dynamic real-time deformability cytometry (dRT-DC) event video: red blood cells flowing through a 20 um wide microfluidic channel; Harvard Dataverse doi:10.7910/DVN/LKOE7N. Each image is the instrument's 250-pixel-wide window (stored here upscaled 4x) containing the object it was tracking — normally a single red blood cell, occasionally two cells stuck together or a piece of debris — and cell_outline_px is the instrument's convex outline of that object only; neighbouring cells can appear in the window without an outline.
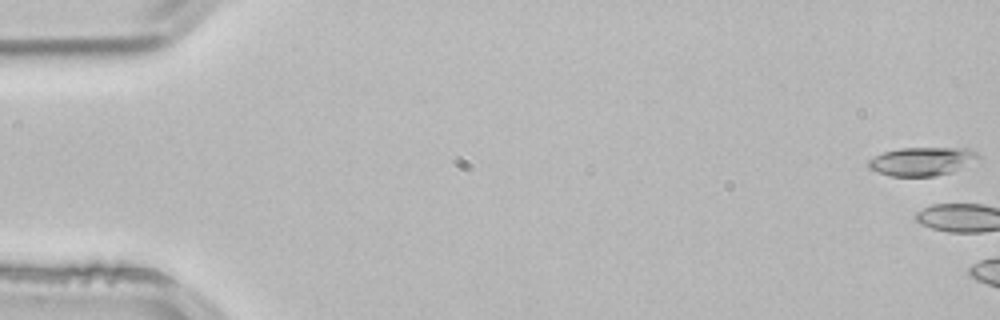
{"species": "common noctule bat (a hibernating species)", "species_latin": "Nyctalus noctula", "temperature_condition": "room temperature", "stored_images_in_passage": 5, "camera_frame_rate_fps": 3000, "um_per_image_px": 0.085, "animal": {"sex": "male", "body_mass_g": 21.5, "forearm_length_mm": 52.0}, "frame": {"image": 1, "passage_image": 1, "time_ms": 0.0, "image_size_px": [1000, 320], "cell_outline_px": [[980, 160], [952, 172], [936, 176], [888, 176], [876, 172], [868, 168], [868, 160], [884, 152], [900, 148], [968, 148], [976, 152], [980, 156]], "centroid_in_image_um": [78.39, 13.72], "position_along_channel_um": 6.6, "area_um2": 18.44}}